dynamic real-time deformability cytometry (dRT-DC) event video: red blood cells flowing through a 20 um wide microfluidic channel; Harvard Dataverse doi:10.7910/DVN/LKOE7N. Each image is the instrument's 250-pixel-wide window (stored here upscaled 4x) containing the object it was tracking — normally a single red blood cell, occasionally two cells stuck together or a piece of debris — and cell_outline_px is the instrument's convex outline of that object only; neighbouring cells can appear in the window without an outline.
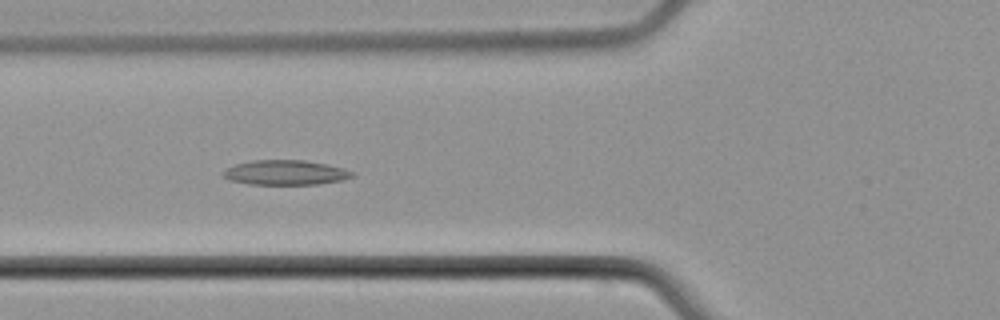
{"species": "common noctule bat (a hibernating species)", "species_latin": "Nyctalus noctula", "temperature_condition": "cold", "stored_images_in_passage": 9, "camera_frame_rate_fps": 3000, "um_per_image_px": 0.085, "animal": {"sex": "male", "body_mass_g": 21.5, "forearm_length_mm": 52.0}, "frame": {"image": 1, "passage_image": 6, "time_ms": 6.0, "image_size_px": [1000, 320], "cell_outline_px": [[356, 176], [340, 180], [316, 184], [248, 184], [228, 180], [220, 176], [220, 172], [236, 164], [252, 160], [304, 160], [324, 164], [340, 168], [352, 172]], "centroid_in_image_um": [24.16, 14.67], "position_along_channel_um": 101.6, "area_um2": 18.5}}
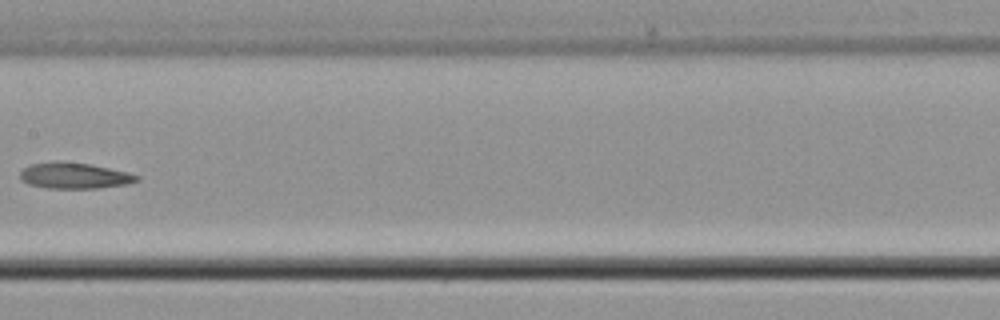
{"frame": {"image": 2, "passage_image": 8, "time_ms": 8.667, "image_size_px": [1000, 320], "cell_outline_px": [[140, 180], [128, 184], [100, 188], [48, 188], [28, 184], [20, 180], [20, 172], [24, 168], [32, 164], [88, 164], [128, 172], [140, 176]], "centroid_in_image_um": [6.39, 14.98], "position_along_channel_um": 201.0, "area_um2": 16.94}}
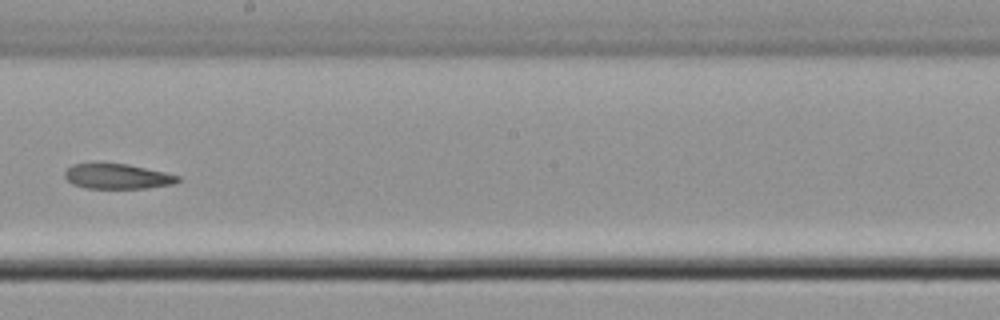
{"frame": {"image": 3, "passage_image": 9, "time_ms": 9.667, "image_size_px": [1000, 320], "cell_outline_px": [[180, 180], [176, 184], [148, 188], [88, 188], [72, 184], [64, 176], [64, 172], [72, 164], [128, 164], [164, 172], [180, 176]], "centroid_in_image_um": [10.01, 15.0], "position_along_channel_um": 238.2, "area_um2": 16.42}}